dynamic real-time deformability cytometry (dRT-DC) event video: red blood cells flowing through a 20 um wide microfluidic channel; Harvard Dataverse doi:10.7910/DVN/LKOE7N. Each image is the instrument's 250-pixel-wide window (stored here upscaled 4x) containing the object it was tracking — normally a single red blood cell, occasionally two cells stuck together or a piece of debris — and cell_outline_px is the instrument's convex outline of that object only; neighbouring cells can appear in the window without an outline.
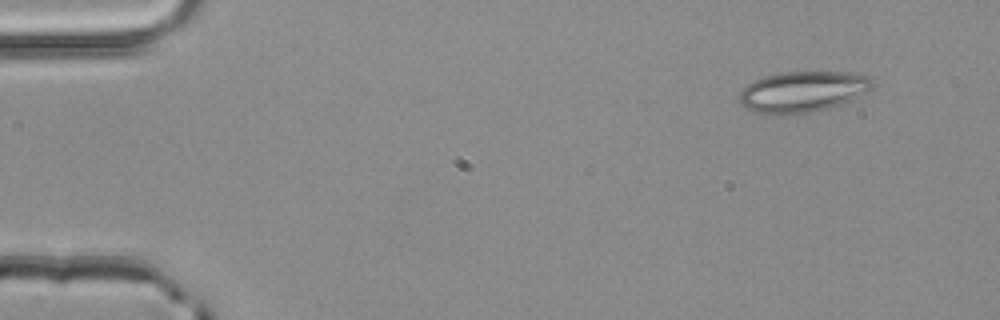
{"species": "common noctule bat (a hibernating species)", "species_latin": "Nyctalus noctula", "temperature_condition": "room temperature", "stored_images_in_passage": 48, "camera_frame_rate_fps": 3000, "um_per_image_px": 0.085, "animal": {"sex": "male", "body_mass_g": 20.4}, "frame": {"image": 1, "passage_image": 1, "time_ms": 0.0, "image_size_px": [1000, 320], "cell_outline_px": [[876, 84], [868, 92], [852, 100], [828, 108], [812, 112], [780, 116], [772, 116], [748, 108], [740, 104], [740, 88], [764, 76], [780, 72], [864, 72], [876, 76]], "centroid_in_image_um": [68.35, 7.78], "position_along_channel_um": 16.7, "area_um2": 32.66}}
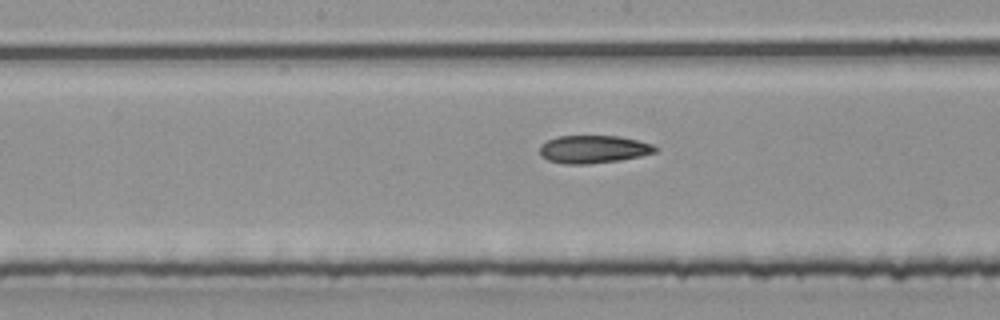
{"frame": {"image": 2, "passage_image": 23, "time_ms": 7.333, "image_size_px": [1000, 320], "cell_outline_px": [[660, 148], [656, 152], [640, 156], [616, 160], [588, 164], [564, 164], [548, 160], [540, 156], [540, 144], [556, 136], [620, 136], [652, 144]], "centroid_in_image_um": [50.42, 12.68], "position_along_channel_um": 197.8, "area_um2": 18.73}}
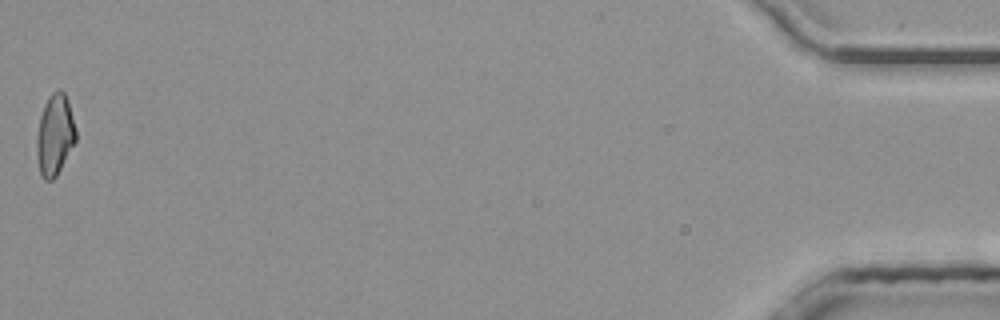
{"frame": {"image": 3, "passage_image": 48, "time_ms": 15.667, "image_size_px": [1000, 320], "cell_outline_px": [[76, 140], [56, 176], [52, 180], [44, 180], [40, 176], [36, 156], [36, 140], [40, 116], [44, 104], [48, 96], [52, 92], [60, 88], [64, 92], [68, 100], [76, 128]], "centroid_in_image_um": [4.65, 11.45], "position_along_channel_um": 430.6, "area_um2": 18.67}}